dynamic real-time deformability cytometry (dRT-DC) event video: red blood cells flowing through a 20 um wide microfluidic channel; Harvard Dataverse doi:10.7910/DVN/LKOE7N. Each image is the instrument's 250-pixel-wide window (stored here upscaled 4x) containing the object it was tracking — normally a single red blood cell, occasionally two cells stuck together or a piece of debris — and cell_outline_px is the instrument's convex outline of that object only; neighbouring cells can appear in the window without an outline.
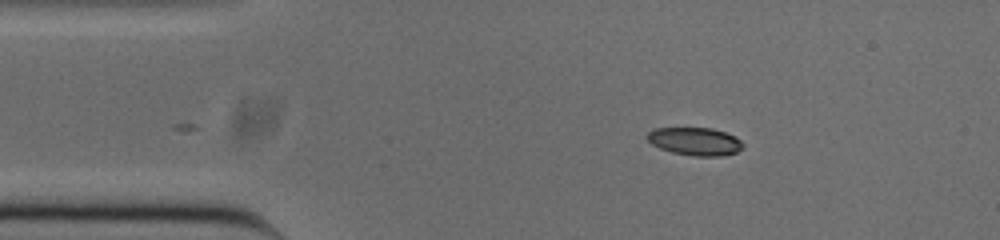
{"species": "common noctule bat (a hibernating species)", "species_latin": "Nyctalus noctula", "temperature_condition": "cold", "stored_images_in_passage": 40, "camera_frame_rate_fps": 3000, "um_per_image_px": 0.085, "animal": {"sex": "male", "body_mass_g": 20.0, "forearm_length_mm": 53.3}, "frame": {"image": 1, "passage_image": 1, "time_ms": 0.0, "image_size_px": [1000, 240], "cell_outline_px": [[744, 144], [736, 152], [720, 156], [696, 156], [672, 152], [660, 148], [652, 144], [644, 136], [648, 132], [656, 128], [712, 128], [736, 136]], "centroid_in_image_um": [59.06, 12.01], "position_along_channel_um": 25.9, "area_um2": 15.49}}
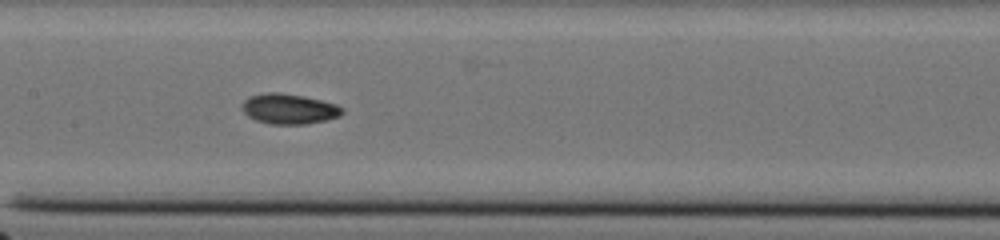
{"frame": {"image": 2, "passage_image": 17, "time_ms": 5.333, "image_size_px": [1000, 240], "cell_outline_px": [[344, 112], [340, 116], [308, 124], [268, 124], [256, 120], [248, 116], [240, 108], [244, 100], [248, 96], [268, 92], [280, 92], [304, 96], [336, 104], [344, 108]], "centroid_in_image_um": [24.55, 9.25], "position_along_channel_um": 182.9, "area_um2": 17.8}}
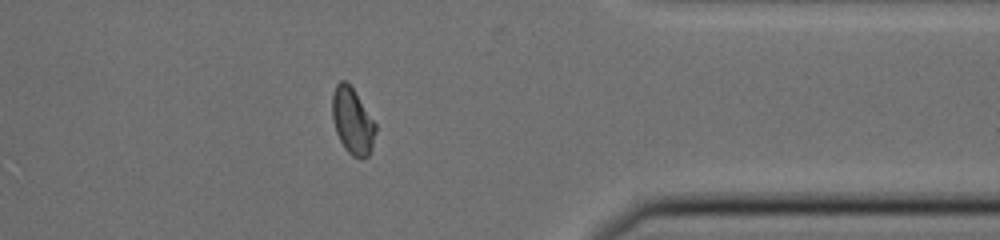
{"frame": {"image": 3, "passage_image": 34, "time_ms": 11.0, "image_size_px": [1000, 240], "cell_outline_px": [[376, 132], [372, 148], [368, 156], [360, 160], [352, 156], [344, 148], [336, 132], [332, 116], [332, 92], [336, 84], [340, 80], [348, 80], [376, 124]], "centroid_in_image_um": [29.96, 10.28], "position_along_channel_um": 381.4, "area_um2": 16.99}, "authors_computed_cell_mechanics": {"area_um2": 16.7042, "velocity_mm_per_s": 3.8345, "shape_relaxation_time_tau1_ms": 5.5363, "shape_relaxation_time_tau2_ms": 2.4772, "deformation_change_tau1": 0.1671, "deformation_change_tau2": 0.0622}}